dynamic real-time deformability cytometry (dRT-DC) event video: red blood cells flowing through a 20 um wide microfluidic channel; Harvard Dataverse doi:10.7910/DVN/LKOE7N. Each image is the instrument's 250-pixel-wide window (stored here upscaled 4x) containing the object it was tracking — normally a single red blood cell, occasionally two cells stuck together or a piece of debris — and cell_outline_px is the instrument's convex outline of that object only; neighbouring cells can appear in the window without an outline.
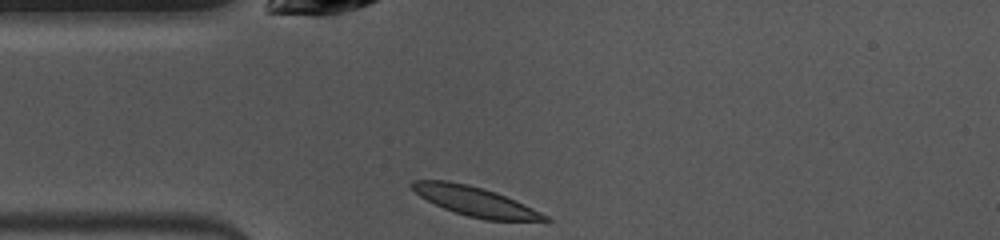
{"species": "common noctule bat (a hibernating species)", "species_latin": "Nyctalus noctula", "temperature_condition": "warm", "stored_images_in_passage": 39, "camera_frame_rate_fps": 3000, "um_per_image_px": 0.085, "animal": {"sex": "female", "body_mass_g": 10.0, "forearm_length_mm": 53.1}, "frame": {"image": 1, "passage_image": 1, "time_ms": 0.0, "image_size_px": [1000, 240], "cell_outline_px": [[552, 220], [548, 224], [484, 220], [468, 216], [444, 208], [420, 196], [408, 184], [412, 180], [448, 180], [468, 184], [484, 188], [496, 192], [524, 204], [548, 216]], "centroid_in_image_um": [40.53, 17.16], "position_along_channel_um": 44.5, "area_um2": 23.41}}
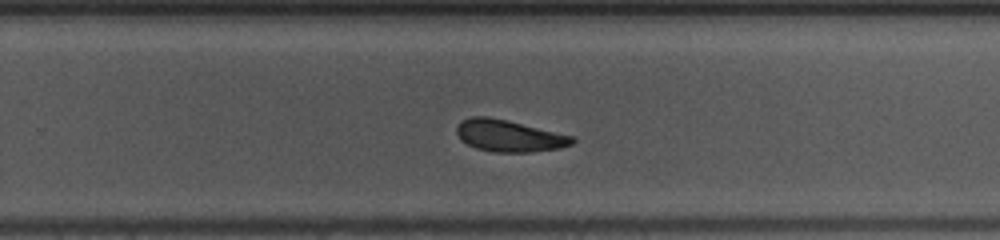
{"frame": {"image": 2, "passage_image": 20, "time_ms": 6.333, "image_size_px": [1000, 240], "cell_outline_px": [[576, 140], [572, 144], [560, 148], [532, 152], [492, 152], [476, 148], [460, 140], [456, 132], [456, 128], [460, 120], [472, 116], [488, 116], [508, 120], [576, 136]], "centroid_in_image_um": [43.28, 11.53], "position_along_channel_um": 286.5, "area_um2": 21.79}}
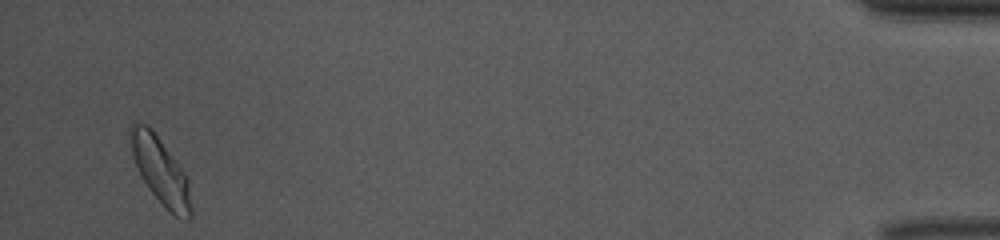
{"frame": {"image": 3, "passage_image": 37, "time_ms": 12.0, "image_size_px": [1000, 240], "cell_outline_px": [[192, 216], [188, 220], [176, 216], [148, 188], [140, 176], [132, 156], [128, 132], [132, 124], [144, 124], [152, 128], [188, 176], [192, 208]], "centroid_in_image_um": [13.65, 14.49], "position_along_channel_um": 421.6, "area_um2": 23.52}}